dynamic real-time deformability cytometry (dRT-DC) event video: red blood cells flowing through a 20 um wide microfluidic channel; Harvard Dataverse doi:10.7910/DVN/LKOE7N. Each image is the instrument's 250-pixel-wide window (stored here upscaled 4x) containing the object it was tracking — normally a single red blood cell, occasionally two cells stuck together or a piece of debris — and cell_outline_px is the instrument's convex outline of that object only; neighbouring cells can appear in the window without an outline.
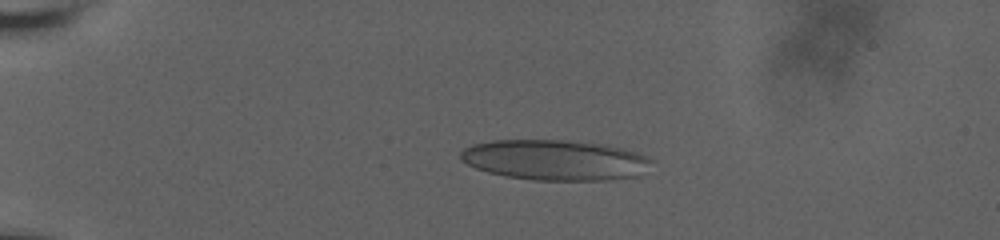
{"species": "human", "species_latin": "Homo sapiens", "temperature_condition": "room temperature", "stored_images_in_passage": 33, "camera_frame_rate_fps": 3000, "um_per_image_px": 0.085, "donor": {"sex": "male"}, "frame": {"image": 1, "passage_image": 1, "time_ms": 0.0, "image_size_px": [1000, 240], "cell_outline_px": [[652, 160], [636, 176], [608, 180], [532, 180], [504, 176], [488, 172], [476, 168], [460, 160], [460, 152], [464, 148], [472, 144], [492, 140], [568, 140], [608, 144], [624, 148], [636, 152]], "centroid_in_image_um": [47.11, 13.59], "position_along_channel_um": 37.9, "area_um2": 44.97}}
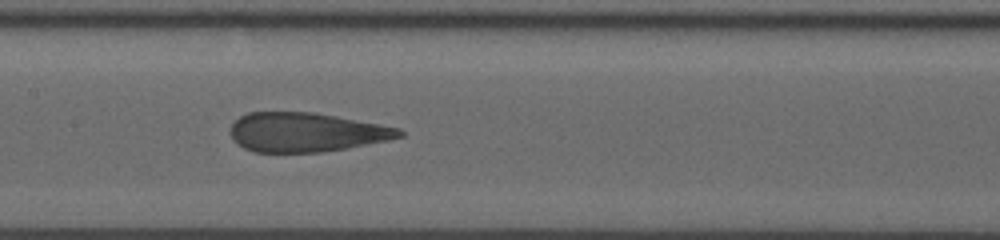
{"frame": {"image": 2, "passage_image": 23, "time_ms": 5.667, "image_size_px": [1000, 240], "cell_outline_px": [[404, 136], [388, 140], [344, 148], [320, 152], [256, 152], [244, 148], [236, 144], [232, 140], [232, 124], [240, 116], [248, 112], [316, 112], [400, 128], [404, 132]], "centroid_in_image_um": [26.01, 11.23], "position_along_channel_um": 181.4, "area_um2": 38.44}}
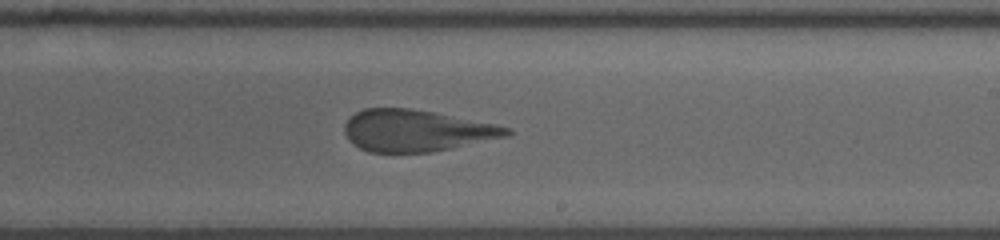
{"frame": {"image": 3, "passage_image": 28, "time_ms": 7.667, "image_size_px": [1000, 240], "cell_outline_px": [[512, 132], [508, 136], [452, 148], [432, 152], [368, 152], [352, 144], [344, 132], [344, 124], [348, 116], [364, 108], [408, 108], [432, 112], [496, 124], [508, 128]], "centroid_in_image_um": [35.34, 11.1], "position_along_channel_um": 253.7, "area_um2": 39.3}}